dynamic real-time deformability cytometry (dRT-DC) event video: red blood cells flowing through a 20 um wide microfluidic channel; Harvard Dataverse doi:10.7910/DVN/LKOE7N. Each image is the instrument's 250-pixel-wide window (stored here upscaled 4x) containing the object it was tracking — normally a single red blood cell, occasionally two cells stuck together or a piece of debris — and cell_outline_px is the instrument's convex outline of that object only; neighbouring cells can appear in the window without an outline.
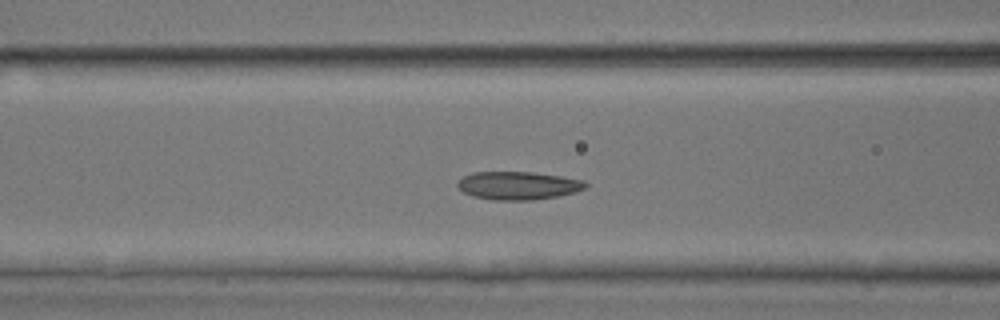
{"species": "common noctule bat (a hibernating species)", "species_latin": "Nyctalus noctula", "temperature_condition": "room temperature", "stored_images_in_passage": 52, "camera_frame_rate_fps": 3000, "um_per_image_px": 0.085, "animal": {"sex": "male", "body_mass_g": 17.9, "forearm_length_mm": 54.2}, "frame": {"image": 1, "passage_image": 20, "time_ms": 6.333, "image_size_px": [1000, 320], "cell_outline_px": [[588, 184], [584, 188], [576, 192], [556, 196], [532, 200], [492, 200], [472, 196], [464, 192], [456, 184], [464, 176], [472, 172], [532, 172], [560, 176], [584, 180]], "centroid_in_image_um": [44.04, 15.77], "position_along_channel_um": 122.6, "area_um2": 20.87}}
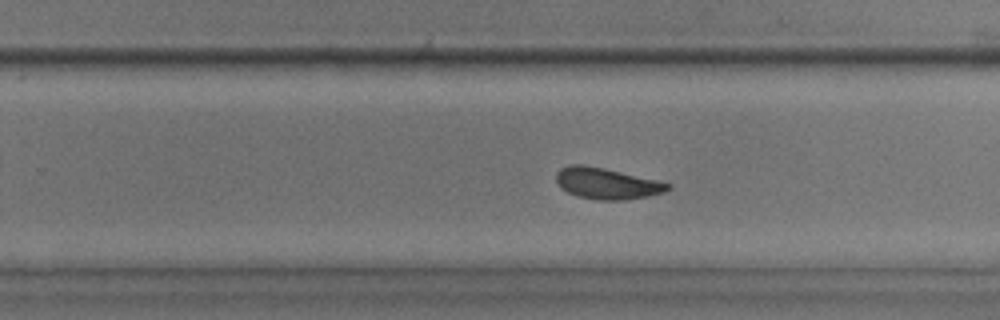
{"frame": {"image": 2, "passage_image": 32, "time_ms": 10.333, "image_size_px": [1000, 320], "cell_outline_px": [[672, 188], [664, 192], [648, 196], [620, 200], [596, 200], [576, 196], [560, 188], [556, 180], [556, 172], [560, 168], [572, 164], [584, 164], [604, 168], [656, 180], [672, 184]], "centroid_in_image_um": [51.55, 15.59], "position_along_channel_um": 278.3, "area_um2": 20.35}}
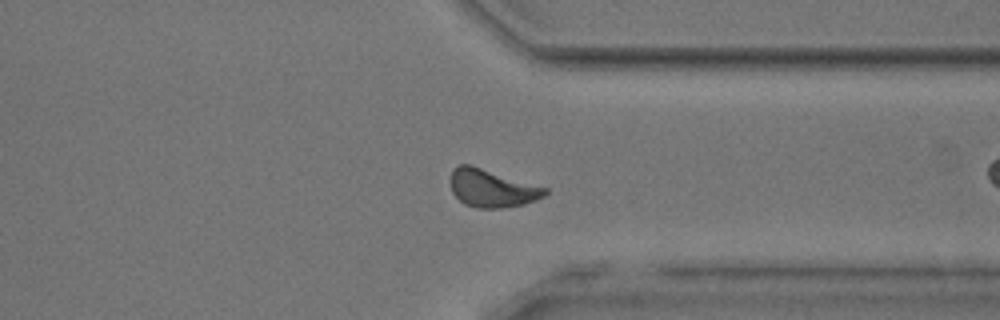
{"frame": {"image": 3, "passage_image": 39, "time_ms": 12.667, "image_size_px": [1000, 320], "cell_outline_px": [[548, 192], [544, 196], [536, 200], [524, 204], [500, 208], [476, 208], [464, 204], [452, 192], [452, 172], [460, 164], [468, 164], [548, 188]], "centroid_in_image_um": [41.84, 16.02], "position_along_channel_um": 369.6, "area_um2": 20.46}, "authors_computed_cell_mechanics": {"area_um2": 20.808, "velocity_mm_per_s": 3.9168, "shape_relaxation_time_tau1_ms": 3.9217, "shape_relaxation_time_tau2_ms": 2.0237, "deformation_change_tau1": 0.1132, "deformation_change_tau2": 0.074}}